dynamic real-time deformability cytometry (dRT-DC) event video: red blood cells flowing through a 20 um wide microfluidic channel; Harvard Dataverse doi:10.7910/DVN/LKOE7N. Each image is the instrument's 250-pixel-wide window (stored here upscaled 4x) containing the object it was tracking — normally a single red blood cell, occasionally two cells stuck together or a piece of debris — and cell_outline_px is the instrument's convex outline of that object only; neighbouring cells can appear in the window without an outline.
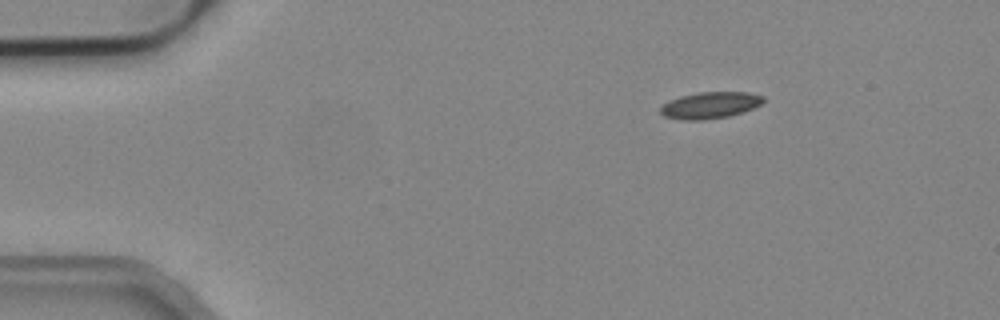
{"species": "common noctule bat (a hibernating species)", "species_latin": "Nyctalus noctula", "temperature_condition": "cold", "stored_images_in_passage": 3, "camera_frame_rate_fps": 3000, "um_per_image_px": 0.085, "animal": {"sex": "male", "body_mass_g": 19.2, "forearm_length_mm": 51.8}, "frame": {"image": 1, "passage_image": 1, "time_ms": 0.0, "image_size_px": [1000, 320], "cell_outline_px": [[764, 100], [760, 104], [752, 108], [728, 116], [704, 120], [684, 120], [664, 116], [660, 112], [660, 108], [668, 100], [680, 96], [696, 92], [748, 92], [764, 96]], "centroid_in_image_um": [60.32, 8.93], "position_along_channel_um": 24.7, "area_um2": 15.84}}